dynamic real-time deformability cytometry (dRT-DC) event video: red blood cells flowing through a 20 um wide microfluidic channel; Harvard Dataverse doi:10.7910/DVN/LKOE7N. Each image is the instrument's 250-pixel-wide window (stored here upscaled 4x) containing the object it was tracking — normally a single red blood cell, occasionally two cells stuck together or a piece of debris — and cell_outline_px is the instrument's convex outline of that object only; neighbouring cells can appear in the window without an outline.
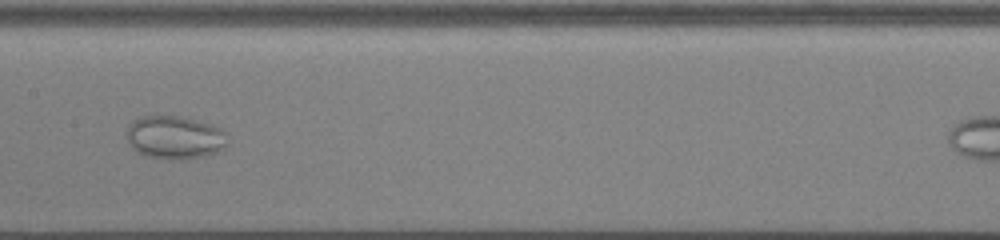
{"species": "common noctule bat (a hibernating species)", "species_latin": "Nyctalus noctula", "temperature_condition": "cold", "stored_images_in_passage": 38, "camera_frame_rate_fps": 3000, "um_per_image_px": 0.085, "animal": {"sex": "male", "body_mass_g": 13.0, "forearm_length_mm": 53.1}, "frame": {"image": 1, "passage_image": 19, "time_ms": 6.0, "image_size_px": [1000, 240], "cell_outline_px": [[228, 144], [224, 148], [216, 152], [204, 156], [180, 160], [168, 160], [144, 156], [136, 152], [132, 148], [128, 140], [128, 124], [144, 116], [180, 116], [212, 124], [220, 128], [224, 132]], "centroid_in_image_um": [14.86, 11.7], "position_along_channel_um": 192.5, "area_um2": 25.49}}
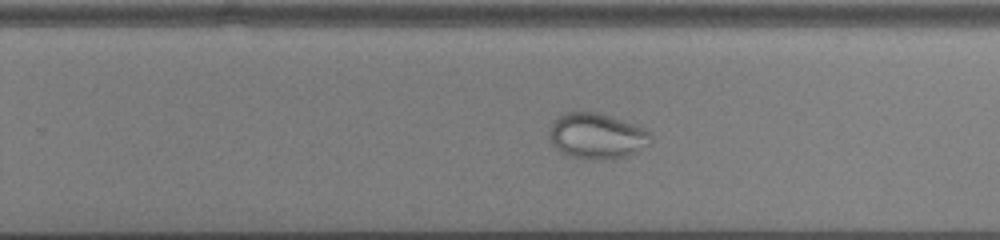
{"frame": {"image": 2, "passage_image": 26, "time_ms": 8.333, "image_size_px": [1000, 240], "cell_outline_px": [[652, 140], [648, 144], [636, 152], [628, 156], [612, 160], [584, 160], [564, 156], [552, 144], [548, 136], [548, 132], [552, 120], [568, 112], [596, 112], [644, 128], [652, 136]], "centroid_in_image_um": [50.67, 11.61], "position_along_channel_um": 279.1, "area_um2": 27.4}}
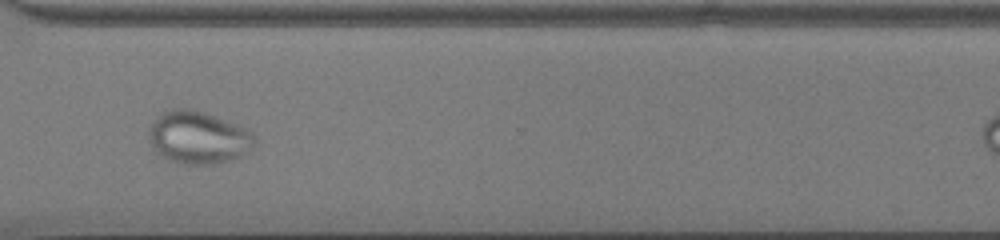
{"frame": {"image": 3, "passage_image": 32, "time_ms": 10.333, "image_size_px": [1000, 240], "cell_outline_px": [[256, 140], [240, 156], [232, 160], [212, 164], [184, 164], [168, 160], [156, 152], [152, 148], [148, 136], [148, 128], [152, 120], [156, 116], [172, 108], [192, 108], [204, 112], [248, 128], [252, 132]], "centroid_in_image_um": [16.79, 11.67], "position_along_channel_um": 353.8, "area_um2": 32.6}}